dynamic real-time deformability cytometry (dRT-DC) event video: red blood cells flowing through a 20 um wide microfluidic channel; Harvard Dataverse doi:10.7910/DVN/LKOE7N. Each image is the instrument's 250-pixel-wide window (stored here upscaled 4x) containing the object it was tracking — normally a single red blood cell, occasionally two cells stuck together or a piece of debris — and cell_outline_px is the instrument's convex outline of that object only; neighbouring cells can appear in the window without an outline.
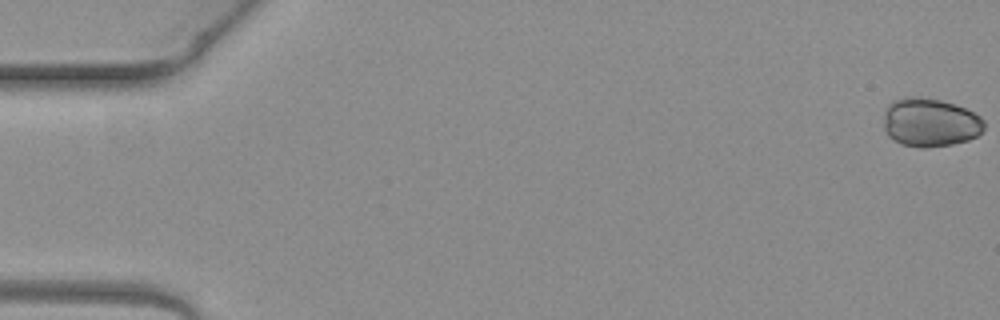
{"species": "common noctule bat (a hibernating species)", "species_latin": "Nyctalus noctula", "temperature_condition": "warm", "stored_images_in_passage": 6, "camera_frame_rate_fps": 3000, "um_per_image_px": 0.085, "animal": {"sex": "female", "body_mass_g": 19.3, "forearm_length_mm": 54.1}, "frame": {"image": 1, "passage_image": 1, "time_ms": 0.0, "image_size_px": [1000, 320], "cell_outline_px": [[984, 128], [976, 136], [968, 140], [952, 144], [924, 148], [920, 148], [900, 144], [892, 140], [888, 136], [884, 128], [884, 112], [888, 104], [892, 100], [904, 96], [916, 96], [940, 100], [956, 104], [980, 116], [984, 120]], "centroid_in_image_um": [79.02, 10.4], "position_along_channel_um": 6.0, "area_um2": 28.78}}
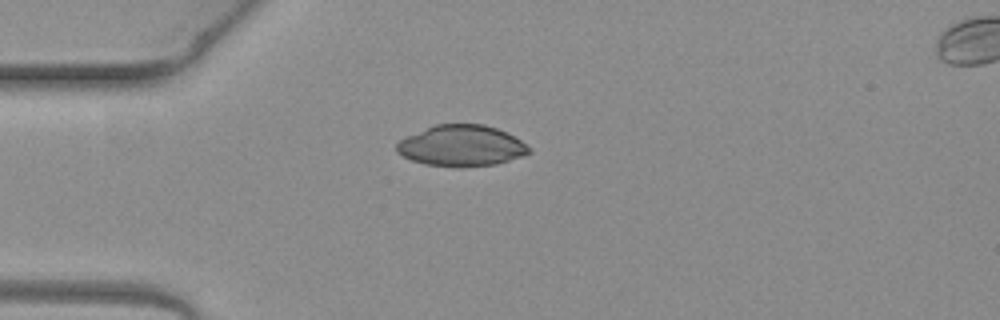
{"frame": {"image": 2, "passage_image": 5, "time_ms": 1.333, "image_size_px": [1000, 320], "cell_outline_px": [[532, 152], [524, 156], [496, 164], [424, 164], [412, 160], [396, 152], [396, 144], [400, 140], [408, 136], [436, 124], [484, 124], [508, 132], [532, 148]], "centroid_in_image_um": [39.28, 12.35], "position_along_channel_um": 45.7, "area_um2": 30.81}}